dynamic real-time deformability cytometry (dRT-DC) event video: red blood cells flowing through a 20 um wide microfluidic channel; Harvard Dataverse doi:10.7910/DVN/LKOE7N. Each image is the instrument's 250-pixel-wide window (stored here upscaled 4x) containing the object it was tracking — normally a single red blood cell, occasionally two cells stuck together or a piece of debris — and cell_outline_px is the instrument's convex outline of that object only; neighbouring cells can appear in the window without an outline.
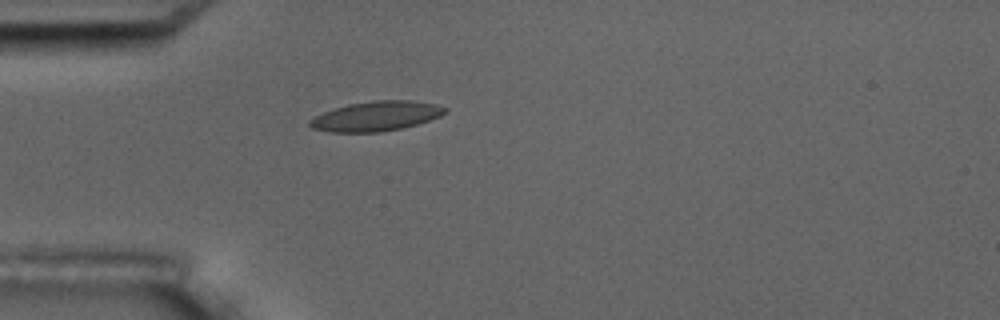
{"species": "common noctule bat (a hibernating species)", "species_latin": "Nyctalus noctula", "temperature_condition": "room temperature", "stored_images_in_passage": 1, "camera_frame_rate_fps": 3000, "um_per_image_px": 0.085, "animal": {"sex": "male", "body_mass_g": 17.5, "forearm_length_mm": 52.3}, "frame": {"image": 1, "passage_image": 1, "time_ms": 0.0, "image_size_px": [1000, 320], "cell_outline_px": [[448, 112], [440, 116], [416, 124], [400, 128], [380, 132], [328, 132], [312, 128], [308, 124], [308, 120], [324, 112], [348, 104], [376, 100], [412, 100], [436, 104], [448, 108]], "centroid_in_image_um": [31.98, 9.87], "position_along_channel_um": 53.0, "area_um2": 23.35}}